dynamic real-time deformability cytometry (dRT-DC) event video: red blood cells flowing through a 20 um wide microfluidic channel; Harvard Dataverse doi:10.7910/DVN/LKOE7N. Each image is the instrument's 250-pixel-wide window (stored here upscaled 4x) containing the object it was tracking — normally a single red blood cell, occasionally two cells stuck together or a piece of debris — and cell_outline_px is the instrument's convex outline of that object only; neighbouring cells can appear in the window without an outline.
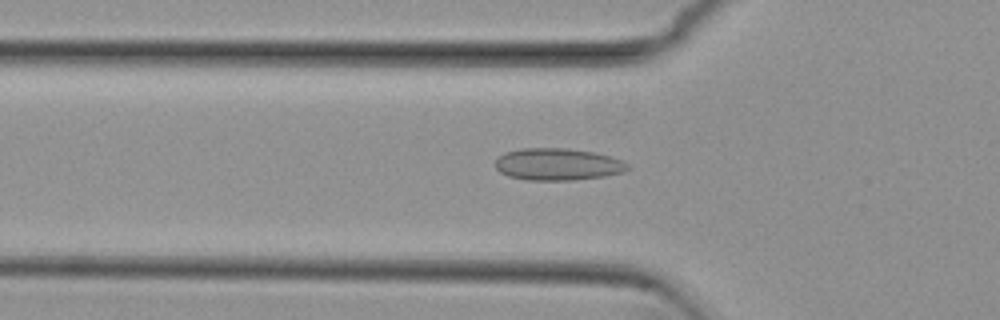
{"species": "common noctule bat (a hibernating species)", "species_latin": "Nyctalus noctula", "temperature_condition": "cold", "stored_images_in_passage": 53, "camera_frame_rate_fps": 3000, "um_per_image_px": 0.085, "animal": {"sex": "female", "body_mass_g": 29.2, "forearm_length_mm": 56.3}, "frame": {"image": 1, "passage_image": 18, "time_ms": 5.667, "image_size_px": [1000, 320], "cell_outline_px": [[632, 168], [624, 172], [604, 176], [572, 180], [524, 180], [508, 176], [500, 172], [496, 168], [496, 160], [504, 152], [520, 148], [564, 148], [596, 152], [612, 156], [624, 160]], "centroid_in_image_um": [47.45, 13.96], "position_along_channel_um": 78.4, "area_um2": 25.03}}
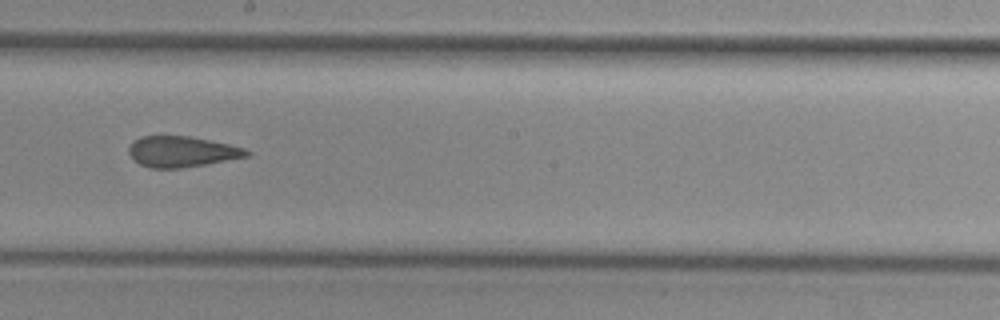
{"frame": {"image": 2, "passage_image": 30, "time_ms": 9.667, "image_size_px": [1000, 320], "cell_outline_px": [[252, 156], [180, 168], [148, 168], [140, 164], [128, 152], [128, 148], [132, 140], [140, 136], [188, 136], [228, 144], [244, 148], [252, 152]], "centroid_in_image_um": [15.45, 12.89], "position_along_channel_um": 232.7, "area_um2": 21.1}}
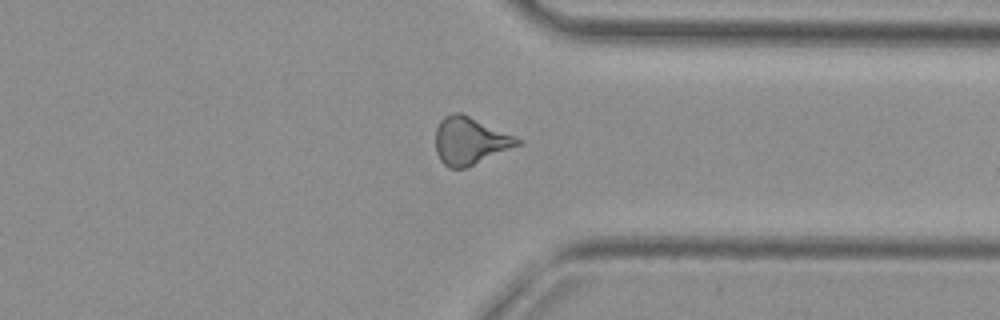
{"frame": {"image": 3, "passage_image": 41, "time_ms": 13.333, "image_size_px": [1000, 320], "cell_outline_px": [[524, 144], [464, 168], [448, 168], [440, 160], [436, 152], [436, 128], [440, 120], [444, 116], [456, 112], [460, 112], [516, 136]], "centroid_in_image_um": [39.96, 11.97], "position_along_channel_um": 371.4, "area_um2": 22.66}, "authors_computed_cell_mechanics": {"area_um2": 22.4842, "velocity_mm_per_s": 3.8415, "shape_relaxation_time_tau1_ms": null, "shape_relaxation_time_tau2_ms": 1.7171, "deformation_change_tau1": null, "deformation_change_tau2": 0.0755}}